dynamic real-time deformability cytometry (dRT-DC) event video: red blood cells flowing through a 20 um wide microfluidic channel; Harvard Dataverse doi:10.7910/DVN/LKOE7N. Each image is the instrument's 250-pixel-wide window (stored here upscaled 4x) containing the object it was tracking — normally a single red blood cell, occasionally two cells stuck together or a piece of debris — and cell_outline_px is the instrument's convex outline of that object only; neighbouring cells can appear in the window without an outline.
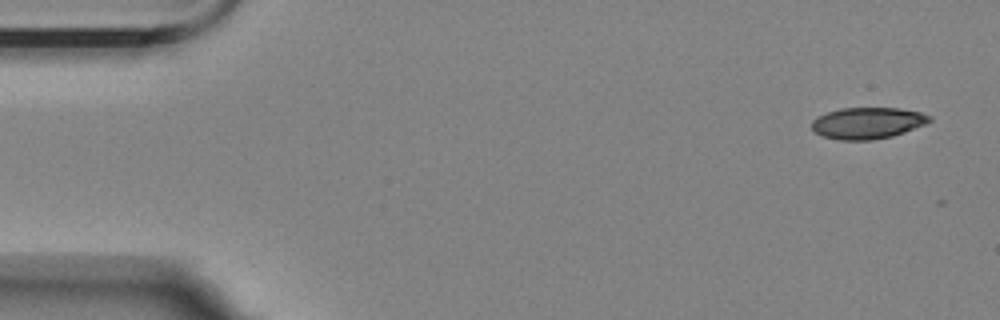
{"species": "Egyptian fruit bat (a non-hibernating species)", "species_latin": "Rousettus aegyptiacus", "temperature_condition": "room temperature", "stored_images_in_passage": 5, "camera_frame_rate_fps": 3000, "um_per_image_px": 0.085, "animal": {"sex": "female"}, "frame": {"image": 1, "passage_image": 1, "time_ms": 0.0, "image_size_px": [1000, 320], "cell_outline_px": [[932, 120], [924, 124], [904, 132], [892, 136], [872, 140], [840, 140], [824, 136], [816, 132], [812, 128], [812, 120], [828, 112], [840, 108], [896, 108], [920, 112], [932, 116]], "centroid_in_image_um": [73.75, 10.46], "position_along_channel_um": 11.2, "area_um2": 21.33}}
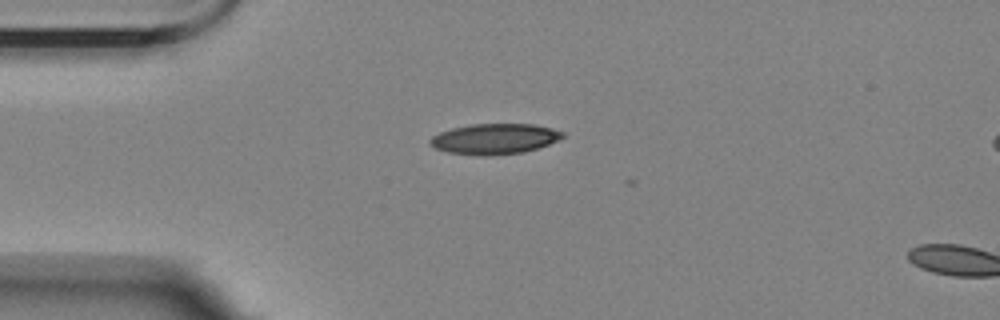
{"frame": {"image": 2, "passage_image": 4, "time_ms": 3.667, "image_size_px": [1000, 320], "cell_outline_px": [[564, 136], [548, 144], [524, 152], [448, 152], [436, 148], [428, 144], [428, 140], [432, 136], [440, 132], [452, 128], [472, 124], [536, 124], [552, 128], [564, 132]], "centroid_in_image_um": [42.05, 11.73], "position_along_channel_um": 42.9, "area_um2": 22.37}}